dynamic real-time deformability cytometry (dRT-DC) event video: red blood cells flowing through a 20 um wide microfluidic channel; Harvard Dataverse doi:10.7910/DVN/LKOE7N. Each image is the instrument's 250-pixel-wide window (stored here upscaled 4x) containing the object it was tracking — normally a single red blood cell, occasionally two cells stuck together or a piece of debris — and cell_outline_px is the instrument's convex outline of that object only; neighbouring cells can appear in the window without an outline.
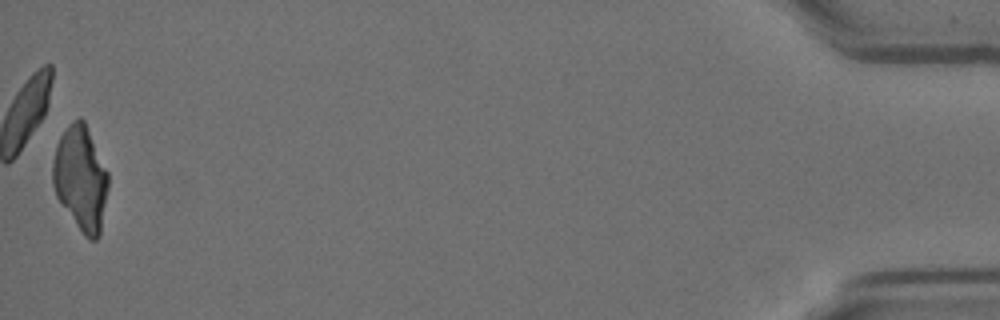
{"species": "Egyptian fruit bat (a non-hibernating species)", "species_latin": "Rousettus aegyptiacus", "temperature_condition": "room temperature", "stored_images_in_passage": 46, "camera_frame_rate_fps": 3000, "um_per_image_px": 0.085, "animal": {"sex": "female"}, "frame": {"image": 1, "passage_image": 46, "time_ms": 15.0, "image_size_px": [1000, 320], "cell_outline_px": [[108, 188], [100, 236], [96, 240], [88, 240], [84, 236], [56, 196], [52, 184], [52, 164], [56, 144], [60, 136], [80, 116], [84, 120], [108, 172]], "centroid_in_image_um": [6.86, 15.2], "position_along_channel_um": 428.3, "area_um2": 33.64}}